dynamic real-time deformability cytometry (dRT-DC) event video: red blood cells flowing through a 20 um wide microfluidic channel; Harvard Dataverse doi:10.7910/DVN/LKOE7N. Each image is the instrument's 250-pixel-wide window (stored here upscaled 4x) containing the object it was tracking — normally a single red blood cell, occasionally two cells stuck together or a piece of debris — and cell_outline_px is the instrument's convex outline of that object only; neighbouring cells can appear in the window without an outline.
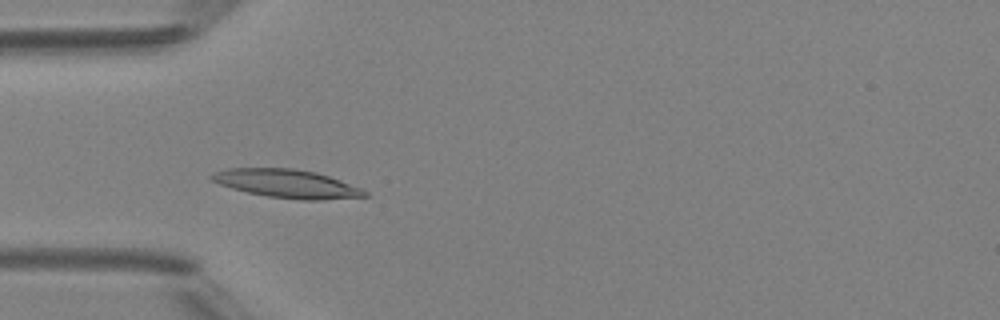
{"species": "Egyptian fruit bat (a non-hibernating species)", "species_latin": "Rousettus aegyptiacus", "temperature_condition": "room temperature", "stored_images_in_passage": 47, "camera_frame_rate_fps": 3000, "um_per_image_px": 0.085, "animal": {"sex": "female"}, "frame": {"image": 1, "passage_image": 13, "time_ms": 4.0, "image_size_px": [1000, 320], "cell_outline_px": [[368, 196], [320, 200], [300, 200], [268, 196], [248, 192], [232, 188], [220, 184], [212, 180], [208, 176], [212, 172], [228, 168], [296, 168], [316, 172], [340, 180], [360, 188], [368, 192]], "centroid_in_image_um": [24.37, 15.6], "position_along_channel_um": 60.6, "area_um2": 25.26}}
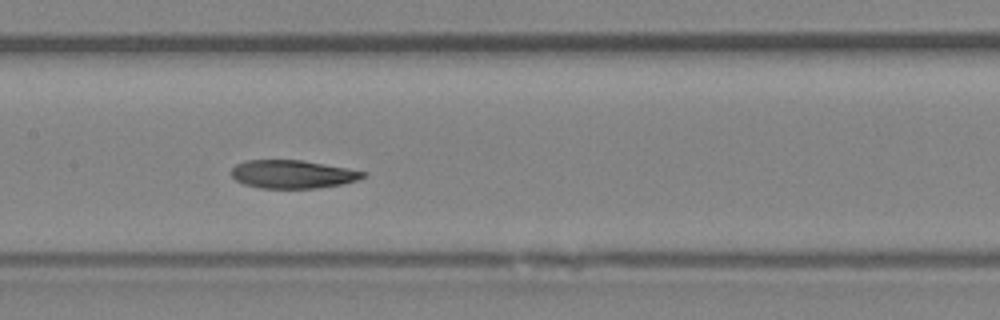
{"frame": {"image": 2, "passage_image": 22, "time_ms": 7.0, "image_size_px": [1000, 320], "cell_outline_px": [[368, 176], [356, 180], [340, 184], [316, 188], [260, 188], [244, 184], [236, 180], [232, 176], [232, 168], [236, 164], [248, 160], [300, 160], [348, 168], [368, 172]], "centroid_in_image_um": [24.89, 14.8], "position_along_channel_um": 182.5, "area_um2": 21.56}}
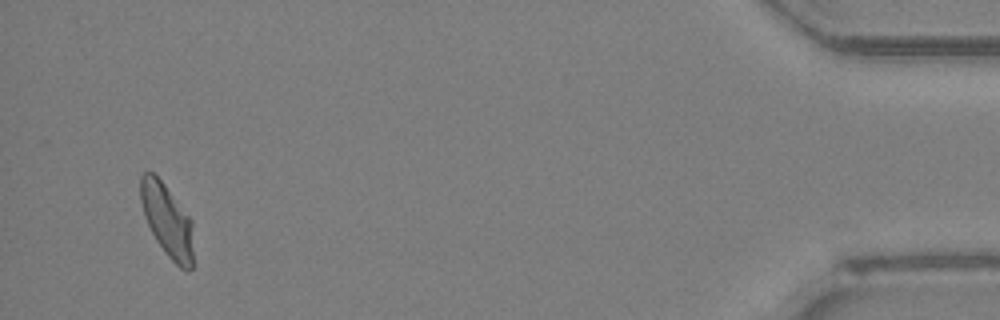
{"frame": {"image": 3, "passage_image": 45, "time_ms": 14.667, "image_size_px": [1000, 320], "cell_outline_px": [[196, 264], [188, 272], [180, 268], [164, 252], [156, 240], [144, 216], [140, 200], [140, 176], [144, 172], [152, 172], [164, 184], [192, 220]], "centroid_in_image_um": [14.26, 18.82], "position_along_channel_um": 420.9, "area_um2": 22.89}, "authors_computed_cell_mechanics": {"area_um2": 22.6576, "velocity_mm_per_s": 4.1398, "shape_relaxation_time_tau1_ms": 5.6851, "shape_relaxation_time_tau2_ms": 2.203, "deformation_change_tau1": 0.1821, "deformation_change_tau2": 0.0794}}